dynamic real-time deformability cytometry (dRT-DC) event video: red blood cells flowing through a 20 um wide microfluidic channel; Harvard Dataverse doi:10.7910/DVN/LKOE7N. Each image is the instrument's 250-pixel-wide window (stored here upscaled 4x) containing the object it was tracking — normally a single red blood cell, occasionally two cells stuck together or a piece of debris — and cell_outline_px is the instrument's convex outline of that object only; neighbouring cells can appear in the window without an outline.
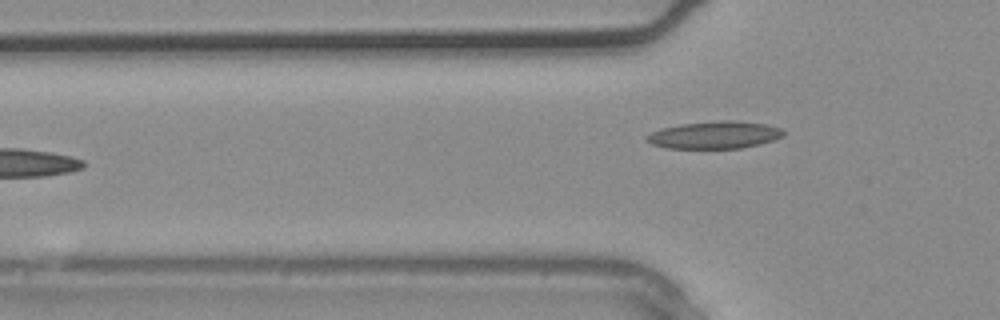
{"species": "common noctule bat (a hibernating species)", "species_latin": "Nyctalus noctula", "temperature_condition": "warm", "stored_images_in_passage": 2, "camera_frame_rate_fps": 3000, "um_per_image_px": 0.085, "animal": {"sex": "male", "body_mass_g": 20.4}, "frame": {"image": 1, "passage_image": 2, "time_ms": 0.333, "image_size_px": [1000, 320], "cell_outline_px": [[784, 136], [760, 144], [740, 148], [664, 148], [652, 144], [644, 140], [644, 136], [660, 128], [680, 124], [720, 120], [732, 120], [764, 124], [780, 128], [784, 132]], "centroid_in_image_um": [60.68, 11.47], "position_along_channel_um": 65.1, "area_um2": 21.85}}